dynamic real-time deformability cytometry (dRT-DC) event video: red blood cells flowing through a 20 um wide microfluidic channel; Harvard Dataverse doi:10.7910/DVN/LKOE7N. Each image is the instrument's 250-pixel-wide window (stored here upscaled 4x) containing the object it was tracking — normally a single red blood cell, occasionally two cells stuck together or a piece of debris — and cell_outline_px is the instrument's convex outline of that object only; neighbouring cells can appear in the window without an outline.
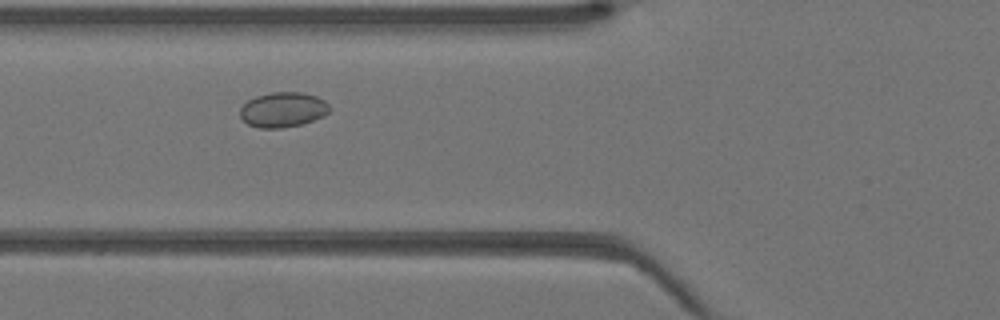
{"species": "Egyptian fruit bat (a non-hibernating species)", "species_latin": "Rousettus aegyptiacus", "temperature_condition": "warm", "stored_images_in_passage": 34, "camera_frame_rate_fps": 3000, "um_per_image_px": 0.085, "animal": {"sex": "female"}, "frame": {"image": 1, "passage_image": 7, "time_ms": 2.0, "image_size_px": [1000, 320], "cell_outline_px": [[328, 112], [324, 116], [300, 124], [280, 128], [260, 128], [248, 124], [240, 116], [240, 108], [248, 100], [256, 96], [272, 92], [300, 92], [316, 96], [324, 100], [328, 104]], "centroid_in_image_um": [24.03, 9.31], "position_along_channel_um": 101.8, "area_um2": 18.03}}
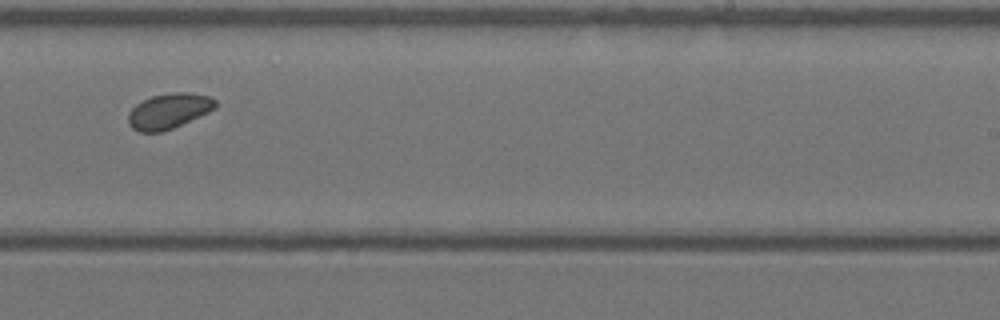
{"frame": {"image": 2, "passage_image": 18, "time_ms": 5.667, "image_size_px": [1000, 320], "cell_outline_px": [[216, 108], [208, 112], [164, 132], [140, 132], [132, 128], [128, 124], [128, 112], [136, 104], [152, 96], [172, 92], [188, 92], [208, 96], [216, 100]], "centroid_in_image_um": [14.33, 9.44], "position_along_channel_um": 274.7, "area_um2": 17.92}}
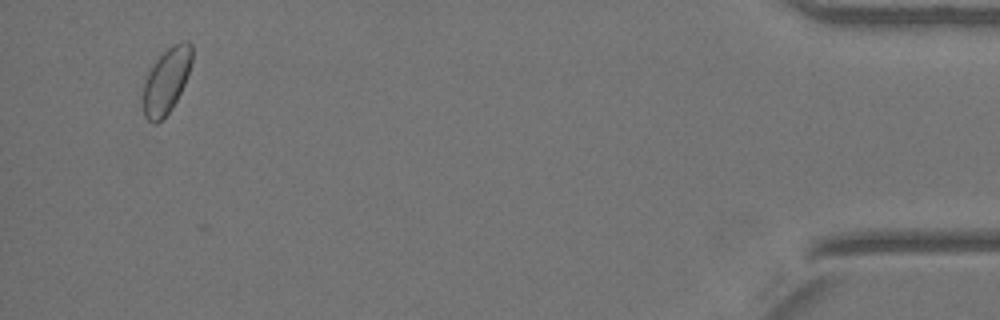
{"frame": {"image": 3, "passage_image": 32, "time_ms": 10.333, "image_size_px": [1000, 320], "cell_outline_px": [[192, 60], [184, 84], [172, 108], [156, 124], [152, 124], [144, 116], [140, 104], [144, 84], [148, 72], [156, 60], [172, 44], [180, 40], [188, 40], [192, 44]], "centroid_in_image_um": [14.11, 6.87], "position_along_channel_um": 421.1, "area_um2": 18.84}}